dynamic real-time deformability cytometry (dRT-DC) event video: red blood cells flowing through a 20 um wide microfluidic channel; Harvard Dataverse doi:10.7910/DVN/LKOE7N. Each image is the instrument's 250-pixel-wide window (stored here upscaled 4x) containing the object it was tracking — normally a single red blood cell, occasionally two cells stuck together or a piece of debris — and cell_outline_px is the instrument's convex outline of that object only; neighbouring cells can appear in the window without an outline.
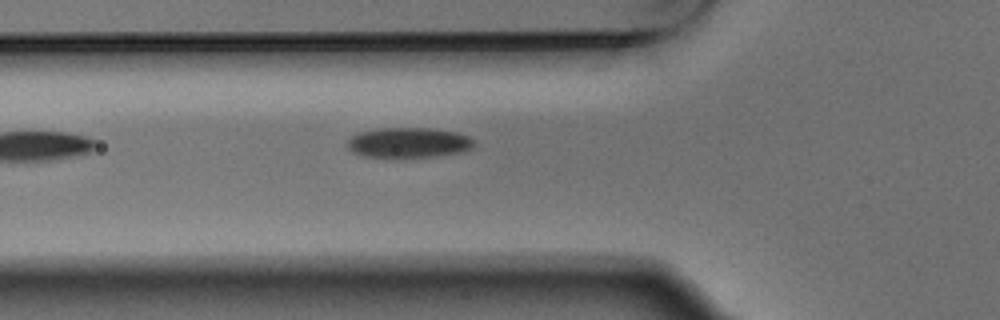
{"species": "Egyptian fruit bat (a non-hibernating species)", "species_latin": "Rousettus aegyptiacus", "temperature_condition": "warm", "stored_images_in_passage": 3, "camera_frame_rate_fps": 3000, "um_per_image_px": 0.085, "animal": {"sex": "male"}, "frame": {"image": 1, "passage_image": 3, "time_ms": 0.667, "image_size_px": [1000, 320], "cell_outline_px": [[472, 148], [460, 152], [436, 156], [400, 160], [360, 156], [352, 152], [348, 148], [348, 140], [352, 136], [360, 132], [376, 128], [432, 128], [456, 132], [468, 136], [472, 140]], "centroid_in_image_um": [34.66, 12.16], "position_along_channel_um": 91.1, "area_um2": 23.0}}